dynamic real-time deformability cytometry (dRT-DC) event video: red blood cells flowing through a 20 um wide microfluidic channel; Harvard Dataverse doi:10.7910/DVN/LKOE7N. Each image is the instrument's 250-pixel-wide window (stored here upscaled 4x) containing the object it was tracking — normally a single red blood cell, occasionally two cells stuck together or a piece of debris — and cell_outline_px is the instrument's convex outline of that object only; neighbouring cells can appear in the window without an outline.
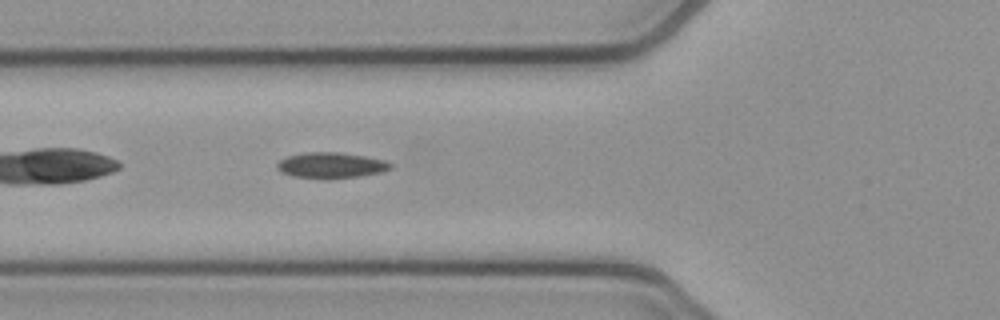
{"species": "common noctule bat (a hibernating species)", "species_latin": "Nyctalus noctula", "temperature_condition": "cold", "stored_images_in_passage": 39, "camera_frame_rate_fps": 3000, "um_per_image_px": 0.085, "animal": {"sex": "female", "body_mass_g": 21.9}, "frame": {"image": 1, "passage_image": 5, "time_ms": 1.333, "image_size_px": [1000, 320], "cell_outline_px": [[392, 168], [380, 172], [360, 176], [328, 180], [292, 176], [280, 172], [276, 168], [276, 164], [280, 160], [288, 156], [304, 152], [340, 152], [364, 156], [384, 160], [392, 164]], "centroid_in_image_um": [28.1, 14.06], "position_along_channel_um": 97.7, "area_um2": 17.28}}
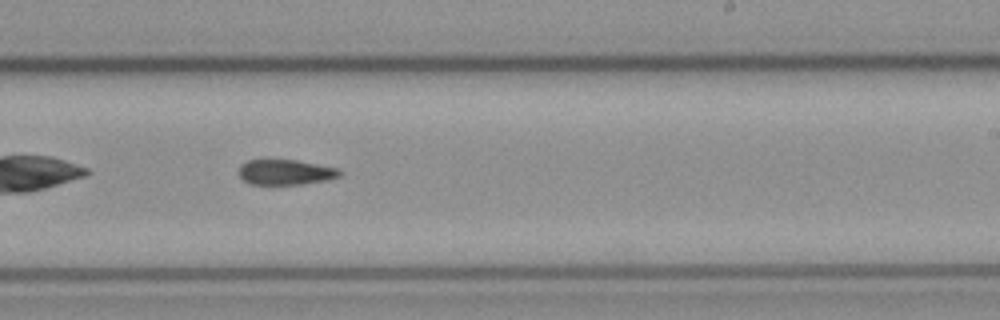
{"frame": {"image": 2, "passage_image": 18, "time_ms": 5.667, "image_size_px": [1000, 320], "cell_outline_px": [[340, 176], [328, 180], [304, 184], [248, 184], [236, 172], [240, 164], [248, 160], [296, 160], [336, 168], [340, 172]], "centroid_in_image_um": [24.2, 14.64], "position_along_channel_um": 264.8, "area_um2": 14.85}}
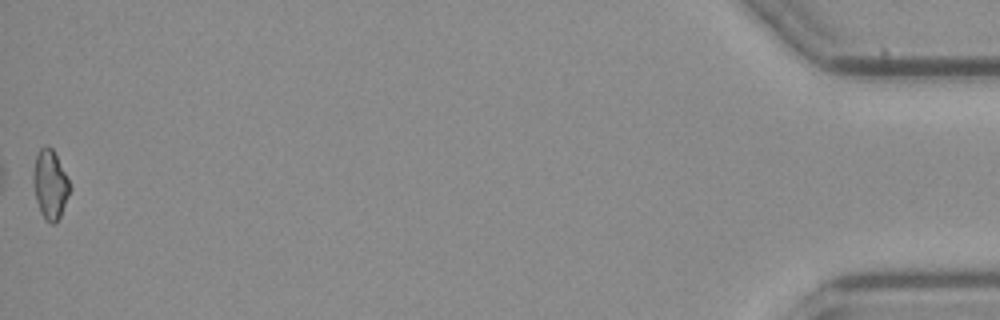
{"frame": {"image": 3, "passage_image": 39, "time_ms": 12.667, "image_size_px": [1000, 320], "cell_outline_px": [[72, 188], [60, 216], [56, 224], [52, 224], [44, 220], [40, 212], [36, 200], [32, 184], [32, 176], [36, 156], [40, 148], [44, 144], [48, 144], [52, 148]], "centroid_in_image_um": [4.24, 15.7], "position_along_channel_um": 431.0, "area_um2": 14.85}}